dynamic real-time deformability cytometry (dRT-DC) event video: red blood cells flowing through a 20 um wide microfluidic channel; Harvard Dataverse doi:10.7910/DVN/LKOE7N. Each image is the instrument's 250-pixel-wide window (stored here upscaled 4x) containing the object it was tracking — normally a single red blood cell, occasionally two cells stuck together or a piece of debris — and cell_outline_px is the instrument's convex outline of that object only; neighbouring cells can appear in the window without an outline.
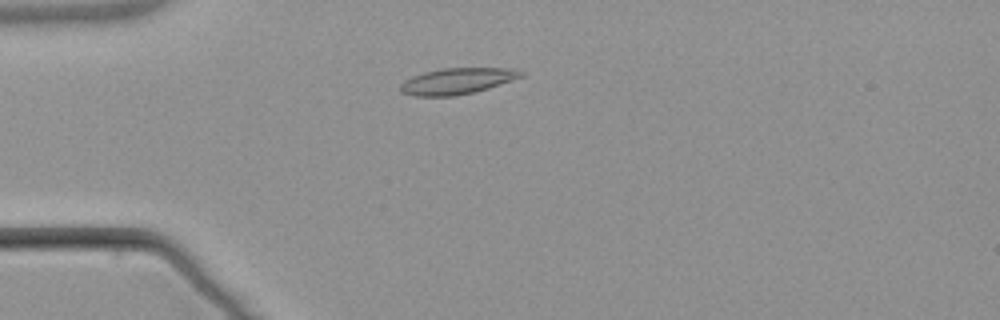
{"species": "common noctule bat (a hibernating species)", "species_latin": "Nyctalus noctula", "temperature_condition": "warm", "stored_images_in_passage": 4, "camera_frame_rate_fps": 3000, "um_per_image_px": 0.085, "animal": {"sex": "male", "body_mass_g": 21.5, "forearm_length_mm": 52.0}, "frame": {"image": 1, "passage_image": 3, "time_ms": 2.333, "image_size_px": [1000, 320], "cell_outline_px": [[524, 76], [488, 88], [456, 96], [412, 96], [400, 92], [400, 84], [404, 80], [412, 76], [424, 72], [444, 68], [512, 68], [524, 72]], "centroid_in_image_um": [38.83, 6.89], "position_along_channel_um": 46.2, "area_um2": 18.38}}
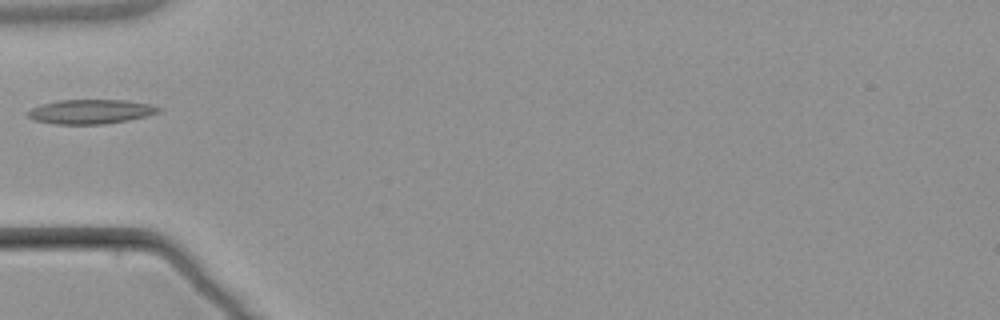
{"frame": {"image": 2, "passage_image": 4, "time_ms": 3.667, "image_size_px": [1000, 320], "cell_outline_px": [[164, 108], [160, 112], [148, 116], [128, 120], [104, 124], [56, 124], [32, 120], [24, 112], [40, 104], [60, 100], [124, 100], [152, 104]], "centroid_in_image_um": [7.72, 9.49], "position_along_channel_um": 77.3, "area_um2": 18.84}}